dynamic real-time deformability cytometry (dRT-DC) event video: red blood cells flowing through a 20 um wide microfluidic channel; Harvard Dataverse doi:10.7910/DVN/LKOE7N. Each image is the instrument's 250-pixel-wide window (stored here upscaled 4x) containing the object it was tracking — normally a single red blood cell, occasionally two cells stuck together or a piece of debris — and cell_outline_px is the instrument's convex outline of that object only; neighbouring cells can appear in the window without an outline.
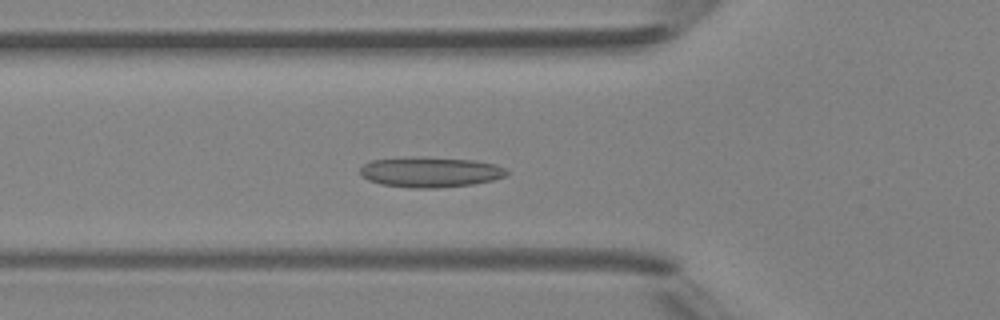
{"species": "Egyptian fruit bat (a non-hibernating species)", "species_latin": "Rousettus aegyptiacus", "temperature_condition": "room temperature", "stored_images_in_passage": 40, "camera_frame_rate_fps": 3000, "um_per_image_px": 0.085, "animal": {"sex": "female"}, "frame": {"image": 1, "passage_image": 10, "time_ms": 3.0, "image_size_px": [1000, 320], "cell_outline_px": [[508, 176], [492, 180], [472, 184], [436, 188], [412, 188], [380, 184], [368, 180], [360, 172], [360, 168], [364, 164], [372, 160], [424, 156], [476, 160], [496, 164], [504, 168], [508, 172]], "centroid_in_image_um": [36.61, 14.62], "position_along_channel_um": 89.2, "area_um2": 26.01}}
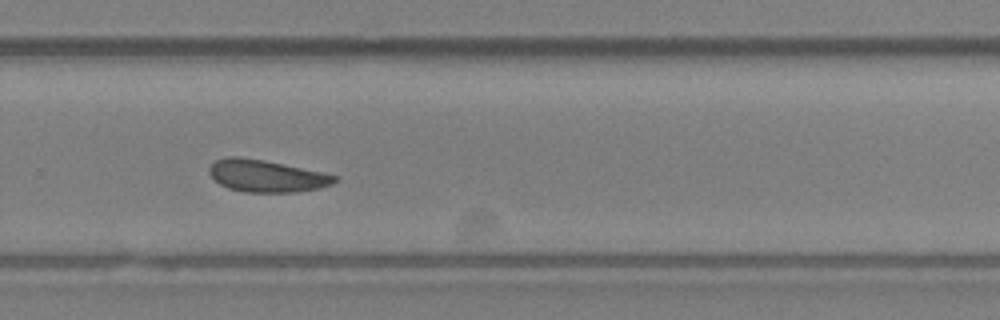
{"frame": {"image": 2, "passage_image": 25, "time_ms": 8.0, "image_size_px": [1000, 320], "cell_outline_px": [[336, 180], [332, 184], [320, 188], [296, 192], [244, 192], [228, 188], [220, 184], [208, 172], [208, 168], [216, 160], [224, 156], [240, 156], [264, 160], [324, 172], [336, 176]], "centroid_in_image_um": [22.63, 14.94], "position_along_channel_um": 307.2, "area_um2": 23.52}}
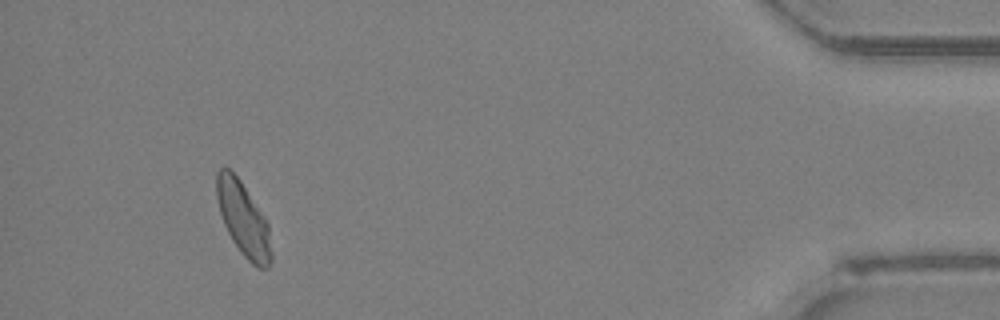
{"frame": {"image": 3, "passage_image": 37, "time_ms": 12.0, "image_size_px": [1000, 320], "cell_outline_px": [[272, 260], [268, 268], [260, 268], [252, 264], [244, 256], [232, 240], [224, 224], [220, 212], [216, 196], [216, 172], [220, 168], [228, 168], [240, 180], [264, 216], [268, 224], [272, 252]], "centroid_in_image_um": [20.69, 18.64], "position_along_channel_um": 414.5, "area_um2": 23.35}}